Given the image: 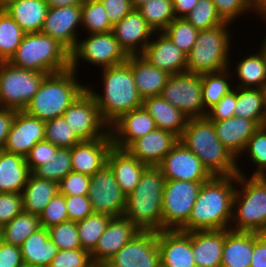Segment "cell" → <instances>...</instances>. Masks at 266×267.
I'll use <instances>...</instances> for the list:
<instances>
[{
  "instance_id": "6da1fadb",
  "label": "cell",
  "mask_w": 266,
  "mask_h": 267,
  "mask_svg": "<svg viewBox=\"0 0 266 267\" xmlns=\"http://www.w3.org/2000/svg\"><path fill=\"white\" fill-rule=\"evenodd\" d=\"M237 175L212 176L204 182L187 220V232L230 229Z\"/></svg>"
},
{
  "instance_id": "7a4b0ae2",
  "label": "cell",
  "mask_w": 266,
  "mask_h": 267,
  "mask_svg": "<svg viewBox=\"0 0 266 267\" xmlns=\"http://www.w3.org/2000/svg\"><path fill=\"white\" fill-rule=\"evenodd\" d=\"M179 141L201 160L211 176L238 174V159L219 141L207 117L189 119Z\"/></svg>"
},
{
  "instance_id": "3957f363",
  "label": "cell",
  "mask_w": 266,
  "mask_h": 267,
  "mask_svg": "<svg viewBox=\"0 0 266 267\" xmlns=\"http://www.w3.org/2000/svg\"><path fill=\"white\" fill-rule=\"evenodd\" d=\"M103 93L86 89L94 97L102 119L110 126L122 114L140 108L143 98L135 85L130 64L125 63L103 68Z\"/></svg>"
},
{
  "instance_id": "277c9868",
  "label": "cell",
  "mask_w": 266,
  "mask_h": 267,
  "mask_svg": "<svg viewBox=\"0 0 266 267\" xmlns=\"http://www.w3.org/2000/svg\"><path fill=\"white\" fill-rule=\"evenodd\" d=\"M165 177L158 166H148L135 187L126 198L123 216L140 231L162 230V198Z\"/></svg>"
},
{
  "instance_id": "5b68a950",
  "label": "cell",
  "mask_w": 266,
  "mask_h": 267,
  "mask_svg": "<svg viewBox=\"0 0 266 267\" xmlns=\"http://www.w3.org/2000/svg\"><path fill=\"white\" fill-rule=\"evenodd\" d=\"M76 74L71 68L47 74L24 111L45 122L62 116L87 87L79 83Z\"/></svg>"
},
{
  "instance_id": "8992f818",
  "label": "cell",
  "mask_w": 266,
  "mask_h": 267,
  "mask_svg": "<svg viewBox=\"0 0 266 267\" xmlns=\"http://www.w3.org/2000/svg\"><path fill=\"white\" fill-rule=\"evenodd\" d=\"M246 176L239 167L236 184L241 188L235 190L230 229L261 234L266 229V176Z\"/></svg>"
},
{
  "instance_id": "52a82bcc",
  "label": "cell",
  "mask_w": 266,
  "mask_h": 267,
  "mask_svg": "<svg viewBox=\"0 0 266 267\" xmlns=\"http://www.w3.org/2000/svg\"><path fill=\"white\" fill-rule=\"evenodd\" d=\"M8 62L20 68L51 74L70 68V52L49 35L26 33Z\"/></svg>"
},
{
  "instance_id": "ba28073f",
  "label": "cell",
  "mask_w": 266,
  "mask_h": 267,
  "mask_svg": "<svg viewBox=\"0 0 266 267\" xmlns=\"http://www.w3.org/2000/svg\"><path fill=\"white\" fill-rule=\"evenodd\" d=\"M231 23L225 22L211 29L200 30L197 40L186 55L188 72L196 74L215 73L229 66L231 34L227 27Z\"/></svg>"
},
{
  "instance_id": "9c48e42d",
  "label": "cell",
  "mask_w": 266,
  "mask_h": 267,
  "mask_svg": "<svg viewBox=\"0 0 266 267\" xmlns=\"http://www.w3.org/2000/svg\"><path fill=\"white\" fill-rule=\"evenodd\" d=\"M46 75L4 61L0 68V107L23 111Z\"/></svg>"
},
{
  "instance_id": "30bf717a",
  "label": "cell",
  "mask_w": 266,
  "mask_h": 267,
  "mask_svg": "<svg viewBox=\"0 0 266 267\" xmlns=\"http://www.w3.org/2000/svg\"><path fill=\"white\" fill-rule=\"evenodd\" d=\"M204 182L166 180L162 198V230L187 232V220Z\"/></svg>"
},
{
  "instance_id": "8fae6325",
  "label": "cell",
  "mask_w": 266,
  "mask_h": 267,
  "mask_svg": "<svg viewBox=\"0 0 266 267\" xmlns=\"http://www.w3.org/2000/svg\"><path fill=\"white\" fill-rule=\"evenodd\" d=\"M160 96L183 112L188 119L207 116L208 111L202 101L201 74L186 71L171 75Z\"/></svg>"
},
{
  "instance_id": "7c38bea8",
  "label": "cell",
  "mask_w": 266,
  "mask_h": 267,
  "mask_svg": "<svg viewBox=\"0 0 266 267\" xmlns=\"http://www.w3.org/2000/svg\"><path fill=\"white\" fill-rule=\"evenodd\" d=\"M129 55L120 46L112 31L89 34L88 38L77 41L70 52V68L77 73L79 59L103 68L125 63Z\"/></svg>"
},
{
  "instance_id": "4fadbf2b",
  "label": "cell",
  "mask_w": 266,
  "mask_h": 267,
  "mask_svg": "<svg viewBox=\"0 0 266 267\" xmlns=\"http://www.w3.org/2000/svg\"><path fill=\"white\" fill-rule=\"evenodd\" d=\"M81 141L105 137L109 125L102 119L94 97L85 89L62 115Z\"/></svg>"
},
{
  "instance_id": "5bb4252c",
  "label": "cell",
  "mask_w": 266,
  "mask_h": 267,
  "mask_svg": "<svg viewBox=\"0 0 266 267\" xmlns=\"http://www.w3.org/2000/svg\"><path fill=\"white\" fill-rule=\"evenodd\" d=\"M88 197L94 213L123 216L127 197L107 164L91 176Z\"/></svg>"
},
{
  "instance_id": "9a60e30c",
  "label": "cell",
  "mask_w": 266,
  "mask_h": 267,
  "mask_svg": "<svg viewBox=\"0 0 266 267\" xmlns=\"http://www.w3.org/2000/svg\"><path fill=\"white\" fill-rule=\"evenodd\" d=\"M157 232L139 231L103 267H160Z\"/></svg>"
},
{
  "instance_id": "2e32d148",
  "label": "cell",
  "mask_w": 266,
  "mask_h": 267,
  "mask_svg": "<svg viewBox=\"0 0 266 267\" xmlns=\"http://www.w3.org/2000/svg\"><path fill=\"white\" fill-rule=\"evenodd\" d=\"M166 180L206 182L212 176L201 160L178 141L158 165Z\"/></svg>"
},
{
  "instance_id": "e0dca14e",
  "label": "cell",
  "mask_w": 266,
  "mask_h": 267,
  "mask_svg": "<svg viewBox=\"0 0 266 267\" xmlns=\"http://www.w3.org/2000/svg\"><path fill=\"white\" fill-rule=\"evenodd\" d=\"M44 137L45 121L30 116L24 110L16 111L3 150L25 158Z\"/></svg>"
},
{
  "instance_id": "ac0fdd59",
  "label": "cell",
  "mask_w": 266,
  "mask_h": 267,
  "mask_svg": "<svg viewBox=\"0 0 266 267\" xmlns=\"http://www.w3.org/2000/svg\"><path fill=\"white\" fill-rule=\"evenodd\" d=\"M81 5L48 8L41 33L49 35L71 52L79 40Z\"/></svg>"
},
{
  "instance_id": "d6986e66",
  "label": "cell",
  "mask_w": 266,
  "mask_h": 267,
  "mask_svg": "<svg viewBox=\"0 0 266 267\" xmlns=\"http://www.w3.org/2000/svg\"><path fill=\"white\" fill-rule=\"evenodd\" d=\"M140 230L124 216L111 218L98 244L91 252L95 266H104Z\"/></svg>"
},
{
  "instance_id": "ffe728a7",
  "label": "cell",
  "mask_w": 266,
  "mask_h": 267,
  "mask_svg": "<svg viewBox=\"0 0 266 267\" xmlns=\"http://www.w3.org/2000/svg\"><path fill=\"white\" fill-rule=\"evenodd\" d=\"M112 32L128 55L142 54L155 33L138 9H132L115 24Z\"/></svg>"
},
{
  "instance_id": "44dd1931",
  "label": "cell",
  "mask_w": 266,
  "mask_h": 267,
  "mask_svg": "<svg viewBox=\"0 0 266 267\" xmlns=\"http://www.w3.org/2000/svg\"><path fill=\"white\" fill-rule=\"evenodd\" d=\"M157 244L163 267H196L189 232L181 230L158 231Z\"/></svg>"
},
{
  "instance_id": "7402d4cb",
  "label": "cell",
  "mask_w": 266,
  "mask_h": 267,
  "mask_svg": "<svg viewBox=\"0 0 266 267\" xmlns=\"http://www.w3.org/2000/svg\"><path fill=\"white\" fill-rule=\"evenodd\" d=\"M178 141L173 133L156 128L131 142L125 150L148 166H158Z\"/></svg>"
},
{
  "instance_id": "603a6c76",
  "label": "cell",
  "mask_w": 266,
  "mask_h": 267,
  "mask_svg": "<svg viewBox=\"0 0 266 267\" xmlns=\"http://www.w3.org/2000/svg\"><path fill=\"white\" fill-rule=\"evenodd\" d=\"M154 129L155 122L143 106L122 114L109 126L113 146L119 149H125Z\"/></svg>"
},
{
  "instance_id": "cb8c5ba5",
  "label": "cell",
  "mask_w": 266,
  "mask_h": 267,
  "mask_svg": "<svg viewBox=\"0 0 266 267\" xmlns=\"http://www.w3.org/2000/svg\"><path fill=\"white\" fill-rule=\"evenodd\" d=\"M112 146L110 132L105 137L75 144L71 148L72 171L87 176L94 175L106 164L107 155Z\"/></svg>"
},
{
  "instance_id": "d4e9b609",
  "label": "cell",
  "mask_w": 266,
  "mask_h": 267,
  "mask_svg": "<svg viewBox=\"0 0 266 267\" xmlns=\"http://www.w3.org/2000/svg\"><path fill=\"white\" fill-rule=\"evenodd\" d=\"M157 40H151L141 54L153 66L170 75L187 71L186 54L163 33L155 32Z\"/></svg>"
},
{
  "instance_id": "484cf974",
  "label": "cell",
  "mask_w": 266,
  "mask_h": 267,
  "mask_svg": "<svg viewBox=\"0 0 266 267\" xmlns=\"http://www.w3.org/2000/svg\"><path fill=\"white\" fill-rule=\"evenodd\" d=\"M213 122L219 141L237 159L242 155L248 140L260 127L255 121L233 116L226 120H210Z\"/></svg>"
},
{
  "instance_id": "4316f807",
  "label": "cell",
  "mask_w": 266,
  "mask_h": 267,
  "mask_svg": "<svg viewBox=\"0 0 266 267\" xmlns=\"http://www.w3.org/2000/svg\"><path fill=\"white\" fill-rule=\"evenodd\" d=\"M106 164L112 170L117 184L126 197L134 191L144 170L148 167L131 156L125 149L114 146L108 152Z\"/></svg>"
},
{
  "instance_id": "83f0119b",
  "label": "cell",
  "mask_w": 266,
  "mask_h": 267,
  "mask_svg": "<svg viewBox=\"0 0 266 267\" xmlns=\"http://www.w3.org/2000/svg\"><path fill=\"white\" fill-rule=\"evenodd\" d=\"M189 233L196 267H221L225 229Z\"/></svg>"
},
{
  "instance_id": "f1b7e54d",
  "label": "cell",
  "mask_w": 266,
  "mask_h": 267,
  "mask_svg": "<svg viewBox=\"0 0 266 267\" xmlns=\"http://www.w3.org/2000/svg\"><path fill=\"white\" fill-rule=\"evenodd\" d=\"M127 62L130 64L140 96L143 99L160 96L171 75L153 66L141 54L129 55Z\"/></svg>"
},
{
  "instance_id": "f546056e",
  "label": "cell",
  "mask_w": 266,
  "mask_h": 267,
  "mask_svg": "<svg viewBox=\"0 0 266 267\" xmlns=\"http://www.w3.org/2000/svg\"><path fill=\"white\" fill-rule=\"evenodd\" d=\"M153 118L156 128L168 131L181 137L187 126L188 117L176 107H173L161 96L147 97L142 105Z\"/></svg>"
},
{
  "instance_id": "4dcf8cb0",
  "label": "cell",
  "mask_w": 266,
  "mask_h": 267,
  "mask_svg": "<svg viewBox=\"0 0 266 267\" xmlns=\"http://www.w3.org/2000/svg\"><path fill=\"white\" fill-rule=\"evenodd\" d=\"M31 173L23 156L0 150V193L21 194Z\"/></svg>"
},
{
  "instance_id": "1f68e13d",
  "label": "cell",
  "mask_w": 266,
  "mask_h": 267,
  "mask_svg": "<svg viewBox=\"0 0 266 267\" xmlns=\"http://www.w3.org/2000/svg\"><path fill=\"white\" fill-rule=\"evenodd\" d=\"M253 232L225 229L221 267H250Z\"/></svg>"
},
{
  "instance_id": "d6a6232c",
  "label": "cell",
  "mask_w": 266,
  "mask_h": 267,
  "mask_svg": "<svg viewBox=\"0 0 266 267\" xmlns=\"http://www.w3.org/2000/svg\"><path fill=\"white\" fill-rule=\"evenodd\" d=\"M48 5L45 0H12L3 9L25 33L41 32Z\"/></svg>"
},
{
  "instance_id": "836d02e7",
  "label": "cell",
  "mask_w": 266,
  "mask_h": 267,
  "mask_svg": "<svg viewBox=\"0 0 266 267\" xmlns=\"http://www.w3.org/2000/svg\"><path fill=\"white\" fill-rule=\"evenodd\" d=\"M23 263L34 266H50L58 252L57 246L49 239L48 229L38 228L20 246Z\"/></svg>"
},
{
  "instance_id": "e575fe53",
  "label": "cell",
  "mask_w": 266,
  "mask_h": 267,
  "mask_svg": "<svg viewBox=\"0 0 266 267\" xmlns=\"http://www.w3.org/2000/svg\"><path fill=\"white\" fill-rule=\"evenodd\" d=\"M59 192V183L36 177L31 173L22 191L23 211L40 215L50 200Z\"/></svg>"
},
{
  "instance_id": "d590c367",
  "label": "cell",
  "mask_w": 266,
  "mask_h": 267,
  "mask_svg": "<svg viewBox=\"0 0 266 267\" xmlns=\"http://www.w3.org/2000/svg\"><path fill=\"white\" fill-rule=\"evenodd\" d=\"M236 78L239 83L236 87L266 88V52L251 54L237 63Z\"/></svg>"
},
{
  "instance_id": "8d00e7d4",
  "label": "cell",
  "mask_w": 266,
  "mask_h": 267,
  "mask_svg": "<svg viewBox=\"0 0 266 267\" xmlns=\"http://www.w3.org/2000/svg\"><path fill=\"white\" fill-rule=\"evenodd\" d=\"M264 89L237 87V102L234 114L255 121L262 126Z\"/></svg>"
},
{
  "instance_id": "74e56055",
  "label": "cell",
  "mask_w": 266,
  "mask_h": 267,
  "mask_svg": "<svg viewBox=\"0 0 266 267\" xmlns=\"http://www.w3.org/2000/svg\"><path fill=\"white\" fill-rule=\"evenodd\" d=\"M40 227L38 215L23 211L2 227V241L20 246Z\"/></svg>"
},
{
  "instance_id": "f35d334b",
  "label": "cell",
  "mask_w": 266,
  "mask_h": 267,
  "mask_svg": "<svg viewBox=\"0 0 266 267\" xmlns=\"http://www.w3.org/2000/svg\"><path fill=\"white\" fill-rule=\"evenodd\" d=\"M229 70L201 74L202 101L207 111L234 88L229 83L230 81H228L232 75V73H229Z\"/></svg>"
},
{
  "instance_id": "ab89813d",
  "label": "cell",
  "mask_w": 266,
  "mask_h": 267,
  "mask_svg": "<svg viewBox=\"0 0 266 267\" xmlns=\"http://www.w3.org/2000/svg\"><path fill=\"white\" fill-rule=\"evenodd\" d=\"M24 30L2 8L0 9V57L9 61L25 36Z\"/></svg>"
},
{
  "instance_id": "60d3db41",
  "label": "cell",
  "mask_w": 266,
  "mask_h": 267,
  "mask_svg": "<svg viewBox=\"0 0 266 267\" xmlns=\"http://www.w3.org/2000/svg\"><path fill=\"white\" fill-rule=\"evenodd\" d=\"M138 10L154 32H163L176 18L173 0H150Z\"/></svg>"
},
{
  "instance_id": "b9f144b4",
  "label": "cell",
  "mask_w": 266,
  "mask_h": 267,
  "mask_svg": "<svg viewBox=\"0 0 266 267\" xmlns=\"http://www.w3.org/2000/svg\"><path fill=\"white\" fill-rule=\"evenodd\" d=\"M110 219L108 215L93 213L84 220L76 222L82 249L90 253L95 249Z\"/></svg>"
},
{
  "instance_id": "7bdbcfd3",
  "label": "cell",
  "mask_w": 266,
  "mask_h": 267,
  "mask_svg": "<svg viewBox=\"0 0 266 267\" xmlns=\"http://www.w3.org/2000/svg\"><path fill=\"white\" fill-rule=\"evenodd\" d=\"M81 27L86 29L87 34L112 31L113 26L100 0H85L81 5Z\"/></svg>"
},
{
  "instance_id": "ee69618b",
  "label": "cell",
  "mask_w": 266,
  "mask_h": 267,
  "mask_svg": "<svg viewBox=\"0 0 266 267\" xmlns=\"http://www.w3.org/2000/svg\"><path fill=\"white\" fill-rule=\"evenodd\" d=\"M163 33L186 55L197 40V30L185 17H176Z\"/></svg>"
},
{
  "instance_id": "f6af8a7d",
  "label": "cell",
  "mask_w": 266,
  "mask_h": 267,
  "mask_svg": "<svg viewBox=\"0 0 266 267\" xmlns=\"http://www.w3.org/2000/svg\"><path fill=\"white\" fill-rule=\"evenodd\" d=\"M71 171V148H59L52 160L38 166L32 173L38 178L59 183Z\"/></svg>"
},
{
  "instance_id": "bcb514c9",
  "label": "cell",
  "mask_w": 266,
  "mask_h": 267,
  "mask_svg": "<svg viewBox=\"0 0 266 267\" xmlns=\"http://www.w3.org/2000/svg\"><path fill=\"white\" fill-rule=\"evenodd\" d=\"M44 140L49 141L58 148H72L81 142L68 126L63 116L45 122Z\"/></svg>"
},
{
  "instance_id": "7dc6e473",
  "label": "cell",
  "mask_w": 266,
  "mask_h": 267,
  "mask_svg": "<svg viewBox=\"0 0 266 267\" xmlns=\"http://www.w3.org/2000/svg\"><path fill=\"white\" fill-rule=\"evenodd\" d=\"M185 18L199 31L211 29L225 23L218 14L212 0H199Z\"/></svg>"
},
{
  "instance_id": "c3c4849f",
  "label": "cell",
  "mask_w": 266,
  "mask_h": 267,
  "mask_svg": "<svg viewBox=\"0 0 266 267\" xmlns=\"http://www.w3.org/2000/svg\"><path fill=\"white\" fill-rule=\"evenodd\" d=\"M257 170L251 176H266V126H260L250 137L243 151Z\"/></svg>"
},
{
  "instance_id": "681fc988",
  "label": "cell",
  "mask_w": 266,
  "mask_h": 267,
  "mask_svg": "<svg viewBox=\"0 0 266 267\" xmlns=\"http://www.w3.org/2000/svg\"><path fill=\"white\" fill-rule=\"evenodd\" d=\"M49 239L58 250H72L81 248L76 222L68 220L48 228Z\"/></svg>"
},
{
  "instance_id": "f907efd6",
  "label": "cell",
  "mask_w": 266,
  "mask_h": 267,
  "mask_svg": "<svg viewBox=\"0 0 266 267\" xmlns=\"http://www.w3.org/2000/svg\"><path fill=\"white\" fill-rule=\"evenodd\" d=\"M40 226L46 229L69 220L65 195L58 192L39 215Z\"/></svg>"
},
{
  "instance_id": "816d5d0a",
  "label": "cell",
  "mask_w": 266,
  "mask_h": 267,
  "mask_svg": "<svg viewBox=\"0 0 266 267\" xmlns=\"http://www.w3.org/2000/svg\"><path fill=\"white\" fill-rule=\"evenodd\" d=\"M91 253L85 249L58 250L49 267H94Z\"/></svg>"
},
{
  "instance_id": "f5cc1de1",
  "label": "cell",
  "mask_w": 266,
  "mask_h": 267,
  "mask_svg": "<svg viewBox=\"0 0 266 267\" xmlns=\"http://www.w3.org/2000/svg\"><path fill=\"white\" fill-rule=\"evenodd\" d=\"M91 176L71 171L59 182V192L65 196L88 195Z\"/></svg>"
},
{
  "instance_id": "db71d44e",
  "label": "cell",
  "mask_w": 266,
  "mask_h": 267,
  "mask_svg": "<svg viewBox=\"0 0 266 267\" xmlns=\"http://www.w3.org/2000/svg\"><path fill=\"white\" fill-rule=\"evenodd\" d=\"M220 17L229 23H233L242 14L252 12L251 0H212Z\"/></svg>"
},
{
  "instance_id": "11a10c76",
  "label": "cell",
  "mask_w": 266,
  "mask_h": 267,
  "mask_svg": "<svg viewBox=\"0 0 266 267\" xmlns=\"http://www.w3.org/2000/svg\"><path fill=\"white\" fill-rule=\"evenodd\" d=\"M22 212V194L7 192L0 193V226L3 227Z\"/></svg>"
},
{
  "instance_id": "9f6ffc18",
  "label": "cell",
  "mask_w": 266,
  "mask_h": 267,
  "mask_svg": "<svg viewBox=\"0 0 266 267\" xmlns=\"http://www.w3.org/2000/svg\"><path fill=\"white\" fill-rule=\"evenodd\" d=\"M59 148L49 141L43 140L38 142L27 154L25 161L33 172L38 166L52 160Z\"/></svg>"
},
{
  "instance_id": "6f0895ef",
  "label": "cell",
  "mask_w": 266,
  "mask_h": 267,
  "mask_svg": "<svg viewBox=\"0 0 266 267\" xmlns=\"http://www.w3.org/2000/svg\"><path fill=\"white\" fill-rule=\"evenodd\" d=\"M65 202L68 218L73 222L84 220L94 213L88 195L65 196Z\"/></svg>"
},
{
  "instance_id": "680465c9",
  "label": "cell",
  "mask_w": 266,
  "mask_h": 267,
  "mask_svg": "<svg viewBox=\"0 0 266 267\" xmlns=\"http://www.w3.org/2000/svg\"><path fill=\"white\" fill-rule=\"evenodd\" d=\"M237 102V88L234 87L207 112L209 120H226L233 117Z\"/></svg>"
},
{
  "instance_id": "91938a15",
  "label": "cell",
  "mask_w": 266,
  "mask_h": 267,
  "mask_svg": "<svg viewBox=\"0 0 266 267\" xmlns=\"http://www.w3.org/2000/svg\"><path fill=\"white\" fill-rule=\"evenodd\" d=\"M111 25L119 23L132 9L131 0H100Z\"/></svg>"
},
{
  "instance_id": "94428289",
  "label": "cell",
  "mask_w": 266,
  "mask_h": 267,
  "mask_svg": "<svg viewBox=\"0 0 266 267\" xmlns=\"http://www.w3.org/2000/svg\"><path fill=\"white\" fill-rule=\"evenodd\" d=\"M23 264L20 247L0 242V267H20Z\"/></svg>"
},
{
  "instance_id": "6125c7cd",
  "label": "cell",
  "mask_w": 266,
  "mask_h": 267,
  "mask_svg": "<svg viewBox=\"0 0 266 267\" xmlns=\"http://www.w3.org/2000/svg\"><path fill=\"white\" fill-rule=\"evenodd\" d=\"M250 267H266V238L253 232V255Z\"/></svg>"
},
{
  "instance_id": "be15d7a7",
  "label": "cell",
  "mask_w": 266,
  "mask_h": 267,
  "mask_svg": "<svg viewBox=\"0 0 266 267\" xmlns=\"http://www.w3.org/2000/svg\"><path fill=\"white\" fill-rule=\"evenodd\" d=\"M16 110L0 107V150H3Z\"/></svg>"
},
{
  "instance_id": "e7e4bbea",
  "label": "cell",
  "mask_w": 266,
  "mask_h": 267,
  "mask_svg": "<svg viewBox=\"0 0 266 267\" xmlns=\"http://www.w3.org/2000/svg\"><path fill=\"white\" fill-rule=\"evenodd\" d=\"M199 0H173L176 17H185L196 6Z\"/></svg>"
},
{
  "instance_id": "03108f58",
  "label": "cell",
  "mask_w": 266,
  "mask_h": 267,
  "mask_svg": "<svg viewBox=\"0 0 266 267\" xmlns=\"http://www.w3.org/2000/svg\"><path fill=\"white\" fill-rule=\"evenodd\" d=\"M85 0H45L49 8L82 5Z\"/></svg>"
},
{
  "instance_id": "003e7915",
  "label": "cell",
  "mask_w": 266,
  "mask_h": 267,
  "mask_svg": "<svg viewBox=\"0 0 266 267\" xmlns=\"http://www.w3.org/2000/svg\"><path fill=\"white\" fill-rule=\"evenodd\" d=\"M251 9L266 20V0H251Z\"/></svg>"
},
{
  "instance_id": "a7ac6f4b",
  "label": "cell",
  "mask_w": 266,
  "mask_h": 267,
  "mask_svg": "<svg viewBox=\"0 0 266 267\" xmlns=\"http://www.w3.org/2000/svg\"><path fill=\"white\" fill-rule=\"evenodd\" d=\"M262 126H266V88L264 89V103H263Z\"/></svg>"
},
{
  "instance_id": "89a4df30",
  "label": "cell",
  "mask_w": 266,
  "mask_h": 267,
  "mask_svg": "<svg viewBox=\"0 0 266 267\" xmlns=\"http://www.w3.org/2000/svg\"><path fill=\"white\" fill-rule=\"evenodd\" d=\"M133 9H138L143 4L147 3L150 0H131Z\"/></svg>"
},
{
  "instance_id": "2644e50d",
  "label": "cell",
  "mask_w": 266,
  "mask_h": 267,
  "mask_svg": "<svg viewBox=\"0 0 266 267\" xmlns=\"http://www.w3.org/2000/svg\"><path fill=\"white\" fill-rule=\"evenodd\" d=\"M12 0H0V9L4 8L7 4H9Z\"/></svg>"
},
{
  "instance_id": "8c879c8a",
  "label": "cell",
  "mask_w": 266,
  "mask_h": 267,
  "mask_svg": "<svg viewBox=\"0 0 266 267\" xmlns=\"http://www.w3.org/2000/svg\"><path fill=\"white\" fill-rule=\"evenodd\" d=\"M20 267H48V266H34L32 264L23 263Z\"/></svg>"
},
{
  "instance_id": "753ad0ef",
  "label": "cell",
  "mask_w": 266,
  "mask_h": 267,
  "mask_svg": "<svg viewBox=\"0 0 266 267\" xmlns=\"http://www.w3.org/2000/svg\"><path fill=\"white\" fill-rule=\"evenodd\" d=\"M261 45H262L261 48L266 52V36L264 37V41Z\"/></svg>"
},
{
  "instance_id": "34e18365",
  "label": "cell",
  "mask_w": 266,
  "mask_h": 267,
  "mask_svg": "<svg viewBox=\"0 0 266 267\" xmlns=\"http://www.w3.org/2000/svg\"><path fill=\"white\" fill-rule=\"evenodd\" d=\"M2 241V226H0V242Z\"/></svg>"
},
{
  "instance_id": "11e5206c",
  "label": "cell",
  "mask_w": 266,
  "mask_h": 267,
  "mask_svg": "<svg viewBox=\"0 0 266 267\" xmlns=\"http://www.w3.org/2000/svg\"><path fill=\"white\" fill-rule=\"evenodd\" d=\"M3 63H4V60L0 57V68H1Z\"/></svg>"
},
{
  "instance_id": "2a66077c",
  "label": "cell",
  "mask_w": 266,
  "mask_h": 267,
  "mask_svg": "<svg viewBox=\"0 0 266 267\" xmlns=\"http://www.w3.org/2000/svg\"><path fill=\"white\" fill-rule=\"evenodd\" d=\"M261 234L266 238V229Z\"/></svg>"
}]
</instances>
